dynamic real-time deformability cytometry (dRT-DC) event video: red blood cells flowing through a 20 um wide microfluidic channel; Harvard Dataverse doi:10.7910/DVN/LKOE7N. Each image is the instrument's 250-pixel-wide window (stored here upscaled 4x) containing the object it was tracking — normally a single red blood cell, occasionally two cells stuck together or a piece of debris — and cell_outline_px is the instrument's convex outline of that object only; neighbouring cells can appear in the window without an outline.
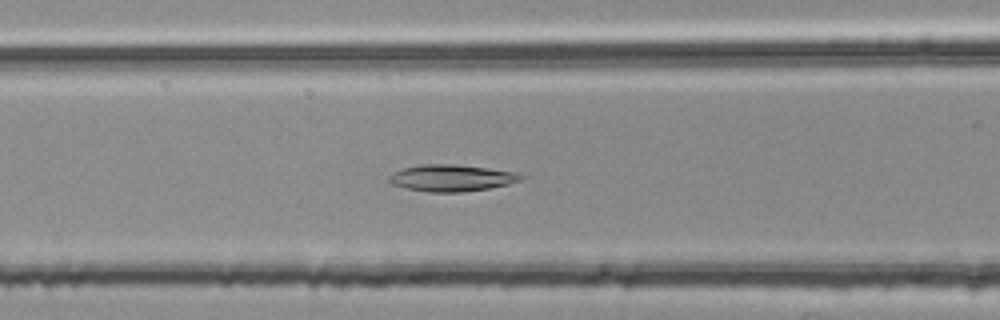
{"species": "common noctule bat (a hibernating species)", "species_latin": "Nyctalus noctula", "temperature_condition": "room temperature", "stored_images_in_passage": 31, "camera_frame_rate_fps": 3000, "um_per_image_px": 0.085, "animal": {"sex": "female", "body_mass_g": 25.1}, "frame": {"image": 1, "passage_image": 6, "time_ms": 1.667, "image_size_px": [1000, 320], "cell_outline_px": [[524, 176], [520, 180], [508, 184], [488, 188], [460, 192], [428, 192], [408, 188], [392, 184], [388, 180], [388, 176], [392, 172], [404, 168], [420, 164], [452, 164], [488, 168], [516, 172]], "centroid_in_image_um": [38.35, 15.12], "position_along_channel_um": 128.3, "area_um2": 20.35}}
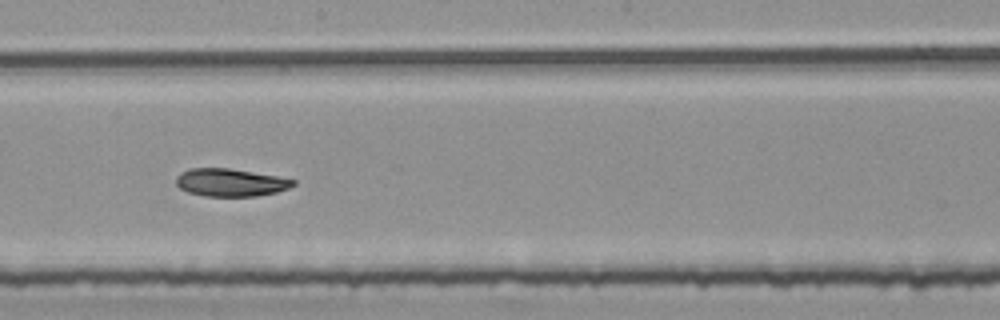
{"frame": {"image": 2, "passage_image": 14, "time_ms": 4.333, "image_size_px": [1000, 320], "cell_outline_px": [[296, 184], [288, 188], [276, 192], [256, 196], [204, 196], [188, 192], [180, 188], [176, 184], [176, 176], [180, 172], [192, 168], [228, 168], [276, 176], [296, 180]], "centroid_in_image_um": [19.57, 15.51], "position_along_channel_um": 228.6, "area_um2": 18.84}}
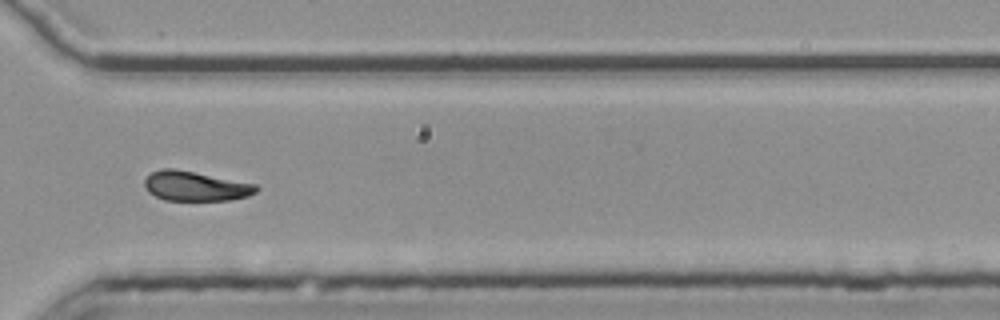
{"frame": {"image": 3, "passage_image": 24, "time_ms": 7.667, "image_size_px": [1000, 320], "cell_outline_px": [[260, 188], [256, 192], [248, 196], [228, 200], [164, 200], [148, 192], [144, 184], [144, 180], [152, 172], [164, 168], [172, 168], [256, 184]], "centroid_in_image_um": [16.61, 15.83], "position_along_channel_um": 354.0, "area_um2": 19.07}, "authors_computed_cell_mechanics": {"area_um2": 19.5364, "velocity_mm_per_s": 3.7601, "shape_relaxation_time_tau1_ms": 5.9515, "shape_relaxation_time_tau2_ms": null, "deformation_change_tau1": 0.179, "deformation_change_tau2": null}}